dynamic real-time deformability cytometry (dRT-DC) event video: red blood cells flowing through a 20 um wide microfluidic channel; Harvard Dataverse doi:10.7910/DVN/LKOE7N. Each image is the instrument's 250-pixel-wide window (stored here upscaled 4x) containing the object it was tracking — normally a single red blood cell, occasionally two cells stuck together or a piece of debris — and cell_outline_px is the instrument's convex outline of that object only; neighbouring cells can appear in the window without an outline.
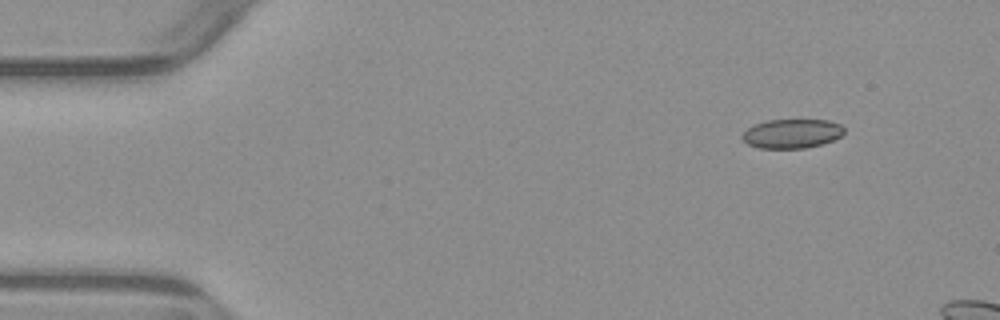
{"species": "common noctule bat (a hibernating species)", "species_latin": "Nyctalus noctula", "temperature_condition": "warm", "stored_images_in_passage": 4, "segment_of_instrument_passage": [2, 2], "camera_frame_rate_fps": 3000, "um_per_image_px": 0.085, "animal": {"sex": "male", "body_mass_g": 23.1, "forearm_length_mm": 52.7}, "frame": {"image": 1, "passage_image": 4, "time_ms": 4.667, "image_size_px": [1000, 320], "cell_outline_px": [[844, 132], [840, 136], [832, 140], [820, 144], [804, 148], [760, 148], [748, 144], [740, 136], [748, 128], [756, 124], [768, 120], [828, 120], [840, 124], [844, 128]], "centroid_in_image_um": [67.31, 11.35], "position_along_channel_um": 17.7, "area_um2": 17.11}}